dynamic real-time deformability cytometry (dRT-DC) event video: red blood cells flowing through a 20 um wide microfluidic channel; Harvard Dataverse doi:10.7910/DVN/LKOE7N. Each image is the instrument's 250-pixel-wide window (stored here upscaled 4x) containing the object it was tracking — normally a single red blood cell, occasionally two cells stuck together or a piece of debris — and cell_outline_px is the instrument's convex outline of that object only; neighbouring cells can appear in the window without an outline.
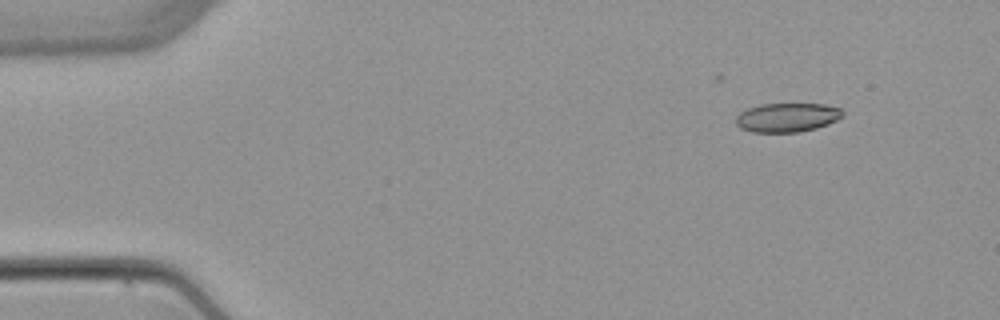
{"species": "common noctule bat (a hibernating species)", "species_latin": "Nyctalus noctula", "temperature_condition": "warm", "stored_images_in_passage": 4, "camera_frame_rate_fps": 3000, "um_per_image_px": 0.085, "animal": {"sex": "female", "body_mass_g": 22.7, "forearm_length_mm": 54.2}, "frame": {"image": 1, "passage_image": 1, "time_ms": 0.0, "image_size_px": [1000, 320], "cell_outline_px": [[844, 116], [828, 124], [816, 128], [800, 132], [752, 132], [740, 128], [736, 124], [736, 116], [740, 112], [748, 108], [760, 104], [824, 104], [840, 108], [844, 112]], "centroid_in_image_um": [66.91, 9.98], "position_along_channel_um": 18.1, "area_um2": 18.15}}
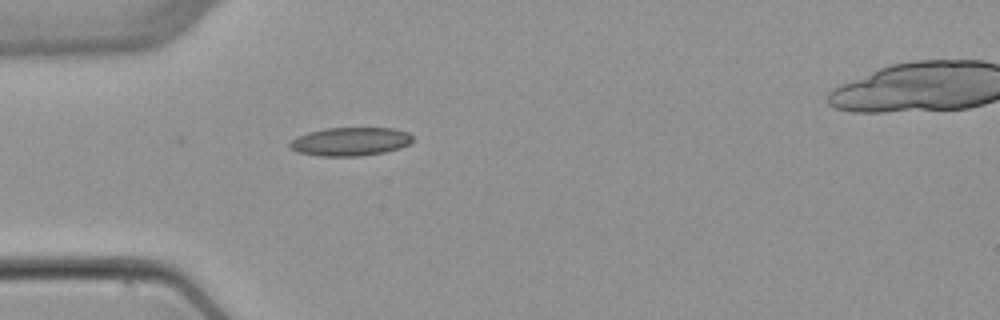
{"frame": {"image": 2, "passage_image": 3, "time_ms": 3.333, "image_size_px": [1000, 320], "cell_outline_px": [[412, 140], [408, 144], [400, 148], [384, 152], [360, 156], [320, 156], [296, 152], [288, 144], [296, 136], [308, 132], [324, 128], [392, 128], [408, 132], [412, 136]], "centroid_in_image_um": [29.75, 12.03], "position_along_channel_um": 55.2, "area_um2": 20.4}}